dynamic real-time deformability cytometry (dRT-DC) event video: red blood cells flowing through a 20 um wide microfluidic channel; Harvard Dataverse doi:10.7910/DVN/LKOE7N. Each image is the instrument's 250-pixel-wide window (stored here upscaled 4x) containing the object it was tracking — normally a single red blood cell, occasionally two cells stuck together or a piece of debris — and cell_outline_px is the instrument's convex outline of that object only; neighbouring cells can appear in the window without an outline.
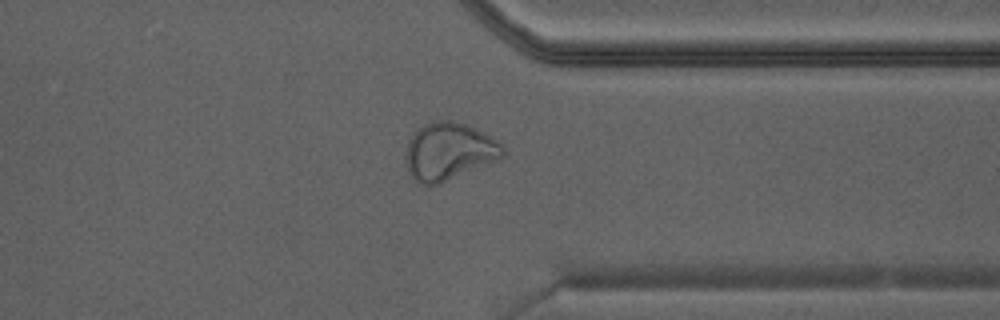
{"species": "Egyptian fruit bat (a non-hibernating species)", "species_latin": "Rousettus aegyptiacus", "temperature_condition": "warm", "stored_images_in_passage": 17, "camera_frame_rate_fps": 3000, "um_per_image_px": 0.085, "animal": {"sex": "male"}, "frame": {"image": 1, "passage_image": 15, "time_ms": 4.667, "image_size_px": [1000, 320], "cell_outline_px": [[508, 152], [500, 160], [440, 184], [416, 184], [408, 172], [404, 156], [404, 152], [408, 140], [416, 128], [432, 120], [452, 120], [468, 124], [500, 140]], "centroid_in_image_um": [38.18, 12.86], "position_along_channel_um": 373.2, "area_um2": 33.81}}